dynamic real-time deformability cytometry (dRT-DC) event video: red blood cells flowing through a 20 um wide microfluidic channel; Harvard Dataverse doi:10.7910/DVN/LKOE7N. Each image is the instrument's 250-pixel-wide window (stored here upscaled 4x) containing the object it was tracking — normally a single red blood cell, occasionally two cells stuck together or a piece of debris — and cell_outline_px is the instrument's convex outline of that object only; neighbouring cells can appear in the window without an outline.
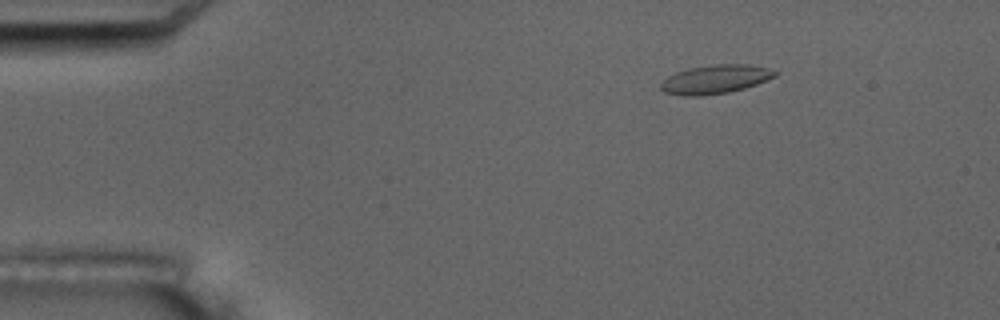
{"species": "common noctule bat (a hibernating species)", "species_latin": "Nyctalus noctula", "temperature_condition": "room temperature", "stored_images_in_passage": 4, "camera_frame_rate_fps": 3000, "um_per_image_px": 0.085, "animal": {"sex": "male", "body_mass_g": 17.5, "forearm_length_mm": 52.3}, "frame": {"image": 1, "passage_image": 1, "time_ms": 0.0, "image_size_px": [1000, 320], "cell_outline_px": [[780, 72], [776, 76], [756, 84], [744, 88], [728, 92], [700, 96], [684, 96], [664, 92], [660, 88], [660, 84], [668, 76], [676, 72], [688, 68], [716, 64], [748, 64], [768, 68]], "centroid_in_image_um": [60.8, 6.73], "position_along_channel_um": 24.2, "area_um2": 19.13}}
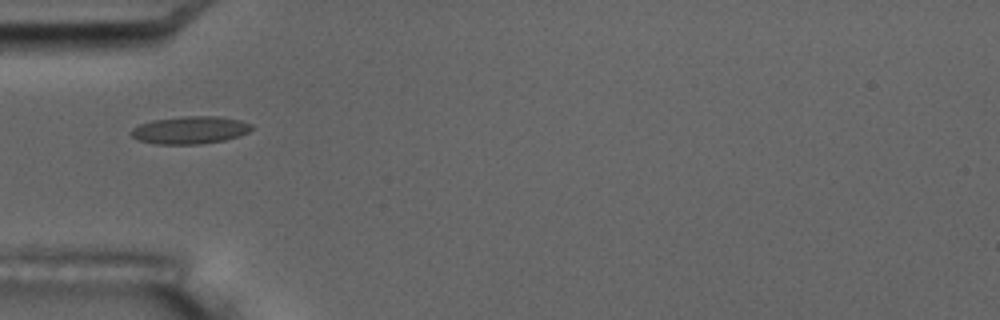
{"frame": {"image": 2, "passage_image": 4, "time_ms": 3.333, "image_size_px": [1000, 320], "cell_outline_px": [[252, 128], [248, 132], [240, 136], [224, 140], [200, 144], [156, 144], [136, 140], [132, 136], [132, 128], [140, 124], [152, 120], [180, 116], [220, 116], [240, 120], [252, 124]], "centroid_in_image_um": [16.16, 11.05], "position_along_channel_um": 68.8, "area_um2": 19.48}}